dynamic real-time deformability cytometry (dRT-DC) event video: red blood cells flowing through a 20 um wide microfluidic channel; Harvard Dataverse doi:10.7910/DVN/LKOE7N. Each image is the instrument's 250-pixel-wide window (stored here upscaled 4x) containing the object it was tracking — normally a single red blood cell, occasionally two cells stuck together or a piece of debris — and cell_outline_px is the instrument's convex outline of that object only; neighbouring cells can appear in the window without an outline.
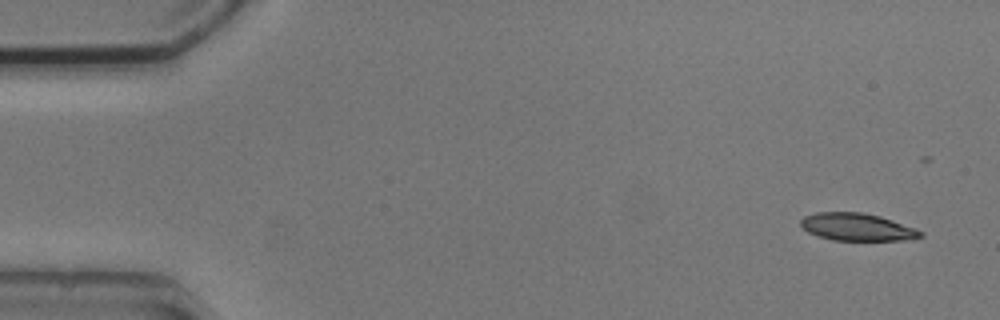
{"species": "common noctule bat (a hibernating species)", "species_latin": "Nyctalus noctula", "temperature_condition": "cold", "stored_images_in_passage": 8, "camera_frame_rate_fps": 3000, "um_per_image_px": 0.085, "animal": {"sex": "male", "body_mass_g": 20.5, "forearm_length_mm": 52.5}, "frame": {"image": 1, "passage_image": 1, "time_ms": 0.0, "image_size_px": [1000, 320], "cell_outline_px": [[924, 236], [908, 240], [832, 240], [808, 232], [800, 224], [800, 220], [804, 216], [816, 212], [860, 212], [880, 216], [916, 228], [924, 232]], "centroid_in_image_um": [72.88, 19.29], "position_along_channel_um": 12.1, "area_um2": 19.19}}
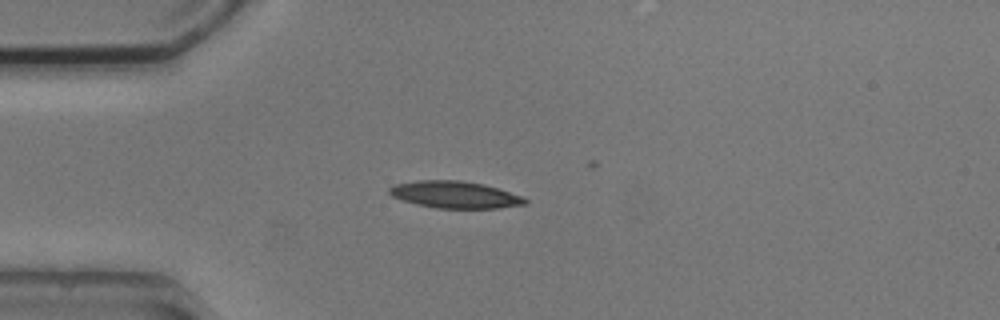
{"frame": {"image": 2, "passage_image": 4, "time_ms": 3.667, "image_size_px": [1000, 320], "cell_outline_px": [[528, 204], [496, 208], [436, 208], [404, 200], [392, 196], [388, 192], [388, 188], [396, 184], [416, 180], [460, 180], [484, 184], [524, 196], [528, 200]], "centroid_in_image_um": [38.71, 16.54], "position_along_channel_um": 46.3, "area_um2": 21.27}}